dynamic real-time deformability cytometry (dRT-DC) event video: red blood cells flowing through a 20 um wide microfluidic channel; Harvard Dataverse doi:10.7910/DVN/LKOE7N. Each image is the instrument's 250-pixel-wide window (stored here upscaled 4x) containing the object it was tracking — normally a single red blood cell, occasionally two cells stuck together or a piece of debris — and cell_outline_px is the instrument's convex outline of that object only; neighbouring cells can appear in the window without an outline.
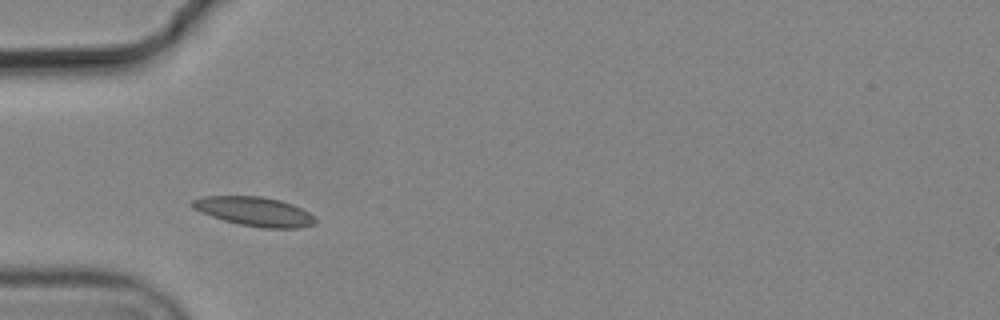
{"species": "common noctule bat (a hibernating species)", "species_latin": "Nyctalus noctula", "temperature_condition": "cold", "stored_images_in_passage": 5, "camera_frame_rate_fps": 3000, "um_per_image_px": 0.085, "animal": {"sex": "male", "body_mass_g": 19.2, "forearm_length_mm": 51.8}, "frame": {"image": 1, "passage_image": 2, "time_ms": 0.333, "image_size_px": [1000, 320], "cell_outline_px": [[316, 220], [312, 224], [300, 228], [260, 228], [240, 224], [224, 220], [200, 212], [192, 208], [188, 204], [192, 200], [204, 196], [264, 196], [280, 200], [292, 204], [308, 212]], "centroid_in_image_um": [21.58, 17.97], "position_along_channel_um": 63.4, "area_um2": 20.87}}
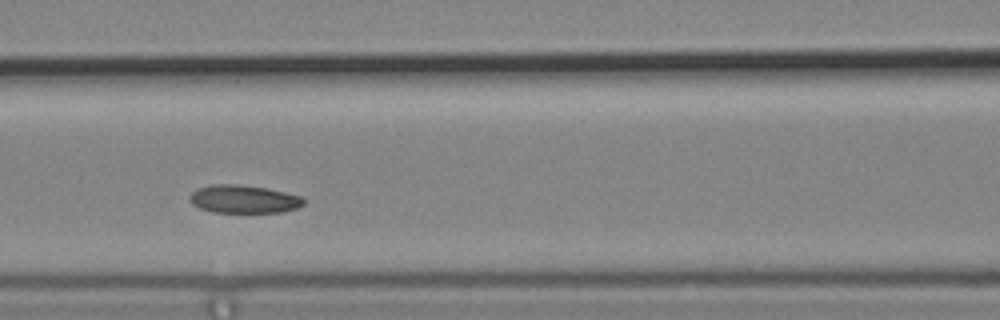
{"frame": {"image": 2, "passage_image": 4, "time_ms": 1.0, "image_size_px": [1000, 320], "cell_outline_px": [[304, 204], [296, 208], [284, 212], [212, 212], [200, 208], [192, 204], [188, 196], [196, 188], [212, 184], [240, 184], [268, 188], [300, 196], [304, 200]], "centroid_in_image_um": [20.68, 16.91], "position_along_channel_um": 145.9, "area_um2": 18.73}}
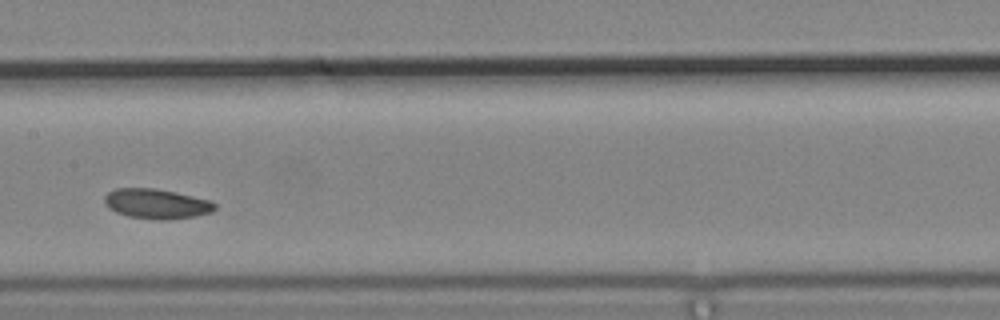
{"frame": {"image": 3, "passage_image": 5, "time_ms": 1.333, "image_size_px": [1000, 320], "cell_outline_px": [[216, 208], [212, 212], [192, 216], [168, 220], [160, 220], [128, 216], [116, 212], [108, 208], [104, 204], [104, 196], [108, 192], [116, 188], [156, 188], [192, 196], [208, 200], [216, 204]], "centroid_in_image_um": [13.26, 17.32], "position_along_channel_um": 194.1, "area_um2": 19.13}}